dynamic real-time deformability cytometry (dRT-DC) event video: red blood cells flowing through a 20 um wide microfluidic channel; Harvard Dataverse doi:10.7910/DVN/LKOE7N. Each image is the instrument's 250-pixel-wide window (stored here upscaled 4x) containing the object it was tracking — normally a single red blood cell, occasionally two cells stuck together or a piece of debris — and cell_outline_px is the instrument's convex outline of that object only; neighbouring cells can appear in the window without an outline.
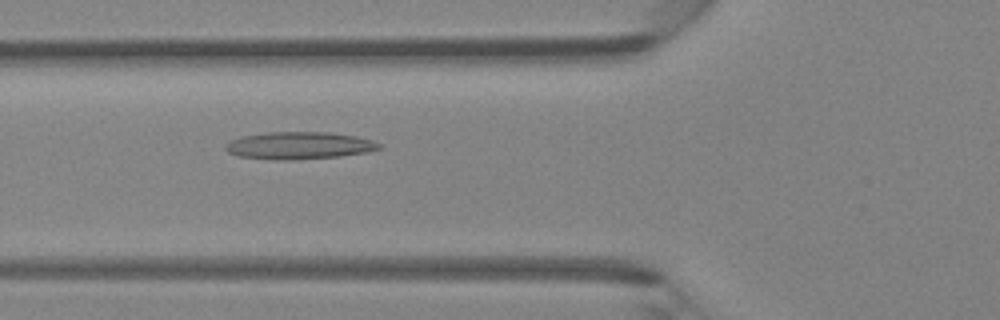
{"species": "Egyptian fruit bat (a non-hibernating species)", "species_latin": "Rousettus aegyptiacus", "temperature_condition": "room temperature", "stored_images_in_passage": 46, "camera_frame_rate_fps": 3000, "um_per_image_px": 0.085, "animal": {"sex": "female"}, "frame": {"image": 1, "passage_image": 17, "time_ms": 5.333, "image_size_px": [1000, 320], "cell_outline_px": [[384, 148], [368, 152], [340, 156], [296, 160], [276, 160], [240, 156], [228, 152], [224, 148], [224, 144], [240, 136], [268, 132], [328, 132], [356, 136], [372, 140], [384, 144]], "centroid_in_image_um": [25.47, 12.37], "position_along_channel_um": 100.3, "area_um2": 24.74}}
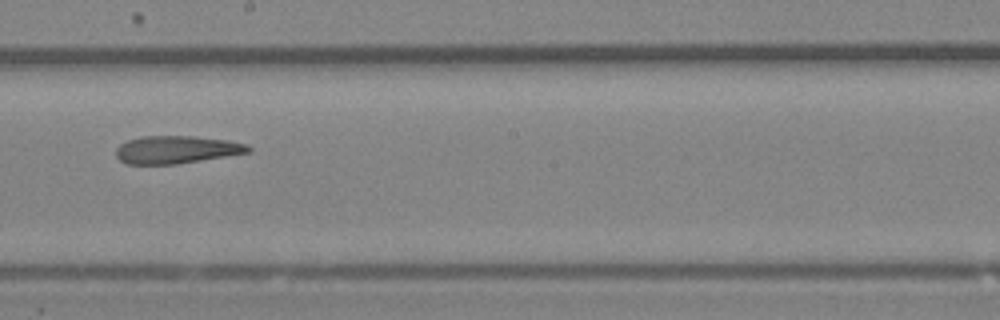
{"frame": {"image": 2, "passage_image": 26, "time_ms": 8.333, "image_size_px": [1000, 320], "cell_outline_px": [[252, 152], [176, 164], [128, 164], [120, 160], [116, 156], [116, 148], [120, 144], [128, 140], [140, 136], [192, 136], [228, 140], [248, 144], [252, 148]], "centroid_in_image_um": [15.02, 12.71], "position_along_channel_um": 233.2, "area_um2": 21.44}}
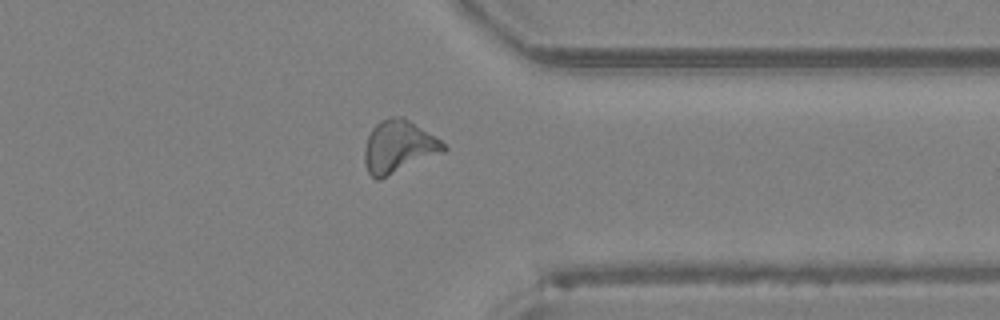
{"frame": {"image": 3, "passage_image": 36, "time_ms": 11.667, "image_size_px": [1000, 320], "cell_outline_px": [[448, 148], [444, 152], [380, 180], [376, 180], [368, 172], [364, 164], [364, 148], [368, 136], [372, 128], [380, 120], [392, 116], [404, 116], [440, 140]], "centroid_in_image_um": [33.86, 12.48], "position_along_channel_um": 377.5, "area_um2": 24.33}}